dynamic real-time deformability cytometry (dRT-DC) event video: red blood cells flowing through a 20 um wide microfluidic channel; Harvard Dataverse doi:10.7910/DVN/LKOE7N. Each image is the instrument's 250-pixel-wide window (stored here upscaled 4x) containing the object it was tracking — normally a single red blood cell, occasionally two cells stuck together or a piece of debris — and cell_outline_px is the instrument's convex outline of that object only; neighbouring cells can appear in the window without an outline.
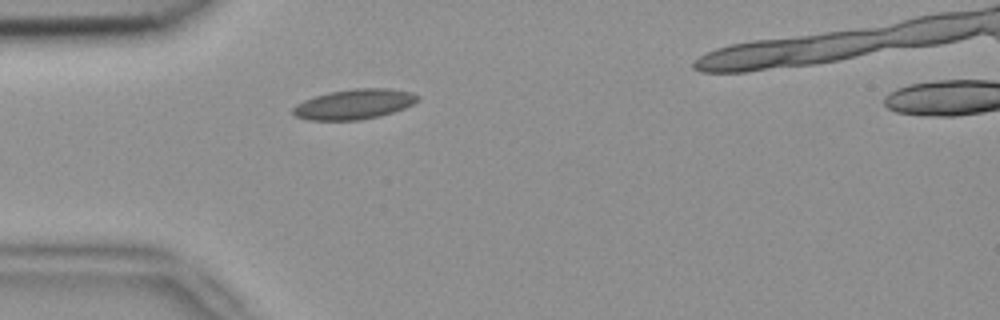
{"species": "common noctule bat (a hibernating species)", "species_latin": "Nyctalus noctula", "temperature_condition": "room temperature", "stored_images_in_passage": 2, "camera_frame_rate_fps": 3000, "um_per_image_px": 0.085, "animal": {"sex": "female", "body_mass_g": 18.4}, "frame": {"image": 1, "passage_image": 1, "time_ms": 0.0, "image_size_px": [1000, 320], "cell_outline_px": [[420, 100], [404, 108], [380, 116], [360, 120], [308, 120], [296, 116], [292, 112], [292, 108], [296, 104], [304, 100], [328, 92], [352, 88], [388, 88], [412, 92], [420, 96]], "centroid_in_image_um": [30.12, 8.85], "position_along_channel_um": 54.9, "area_um2": 21.96}}